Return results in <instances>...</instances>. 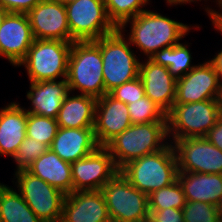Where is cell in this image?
Listing matches in <instances>:
<instances>
[{
    "mask_svg": "<svg viewBox=\"0 0 222 222\" xmlns=\"http://www.w3.org/2000/svg\"><path fill=\"white\" fill-rule=\"evenodd\" d=\"M144 222H153L149 217Z\"/></svg>",
    "mask_w": 222,
    "mask_h": 222,
    "instance_id": "44",
    "label": "cell"
},
{
    "mask_svg": "<svg viewBox=\"0 0 222 222\" xmlns=\"http://www.w3.org/2000/svg\"><path fill=\"white\" fill-rule=\"evenodd\" d=\"M74 1H76V0H65V5H67V4L71 3V2H74Z\"/></svg>",
    "mask_w": 222,
    "mask_h": 222,
    "instance_id": "42",
    "label": "cell"
},
{
    "mask_svg": "<svg viewBox=\"0 0 222 222\" xmlns=\"http://www.w3.org/2000/svg\"><path fill=\"white\" fill-rule=\"evenodd\" d=\"M166 2H167L170 6H172V0H166Z\"/></svg>",
    "mask_w": 222,
    "mask_h": 222,
    "instance_id": "43",
    "label": "cell"
},
{
    "mask_svg": "<svg viewBox=\"0 0 222 222\" xmlns=\"http://www.w3.org/2000/svg\"><path fill=\"white\" fill-rule=\"evenodd\" d=\"M99 147L94 128H61L50 149L62 160L73 163L93 153Z\"/></svg>",
    "mask_w": 222,
    "mask_h": 222,
    "instance_id": "19",
    "label": "cell"
},
{
    "mask_svg": "<svg viewBox=\"0 0 222 222\" xmlns=\"http://www.w3.org/2000/svg\"><path fill=\"white\" fill-rule=\"evenodd\" d=\"M102 69L100 48L94 41L73 42L66 77L69 92L79 90L80 94L96 99L102 97L105 94Z\"/></svg>",
    "mask_w": 222,
    "mask_h": 222,
    "instance_id": "4",
    "label": "cell"
},
{
    "mask_svg": "<svg viewBox=\"0 0 222 222\" xmlns=\"http://www.w3.org/2000/svg\"><path fill=\"white\" fill-rule=\"evenodd\" d=\"M27 111L19 103L11 102L0 109V155H16L25 139Z\"/></svg>",
    "mask_w": 222,
    "mask_h": 222,
    "instance_id": "21",
    "label": "cell"
},
{
    "mask_svg": "<svg viewBox=\"0 0 222 222\" xmlns=\"http://www.w3.org/2000/svg\"><path fill=\"white\" fill-rule=\"evenodd\" d=\"M58 129L56 119L27 112V137L46 144L50 148Z\"/></svg>",
    "mask_w": 222,
    "mask_h": 222,
    "instance_id": "30",
    "label": "cell"
},
{
    "mask_svg": "<svg viewBox=\"0 0 222 222\" xmlns=\"http://www.w3.org/2000/svg\"><path fill=\"white\" fill-rule=\"evenodd\" d=\"M201 0H172V6L173 5H181V4H190L191 2H197ZM205 1V0H204ZM218 2V3H217ZM216 3L219 5V7L222 9V0H216Z\"/></svg>",
    "mask_w": 222,
    "mask_h": 222,
    "instance_id": "38",
    "label": "cell"
},
{
    "mask_svg": "<svg viewBox=\"0 0 222 222\" xmlns=\"http://www.w3.org/2000/svg\"><path fill=\"white\" fill-rule=\"evenodd\" d=\"M130 22V34L128 39L132 45H136L146 59L165 47L179 44L192 28L182 22L175 21L160 13L145 10L136 17L127 20L119 29L124 32Z\"/></svg>",
    "mask_w": 222,
    "mask_h": 222,
    "instance_id": "1",
    "label": "cell"
},
{
    "mask_svg": "<svg viewBox=\"0 0 222 222\" xmlns=\"http://www.w3.org/2000/svg\"><path fill=\"white\" fill-rule=\"evenodd\" d=\"M188 47L186 42L162 48L155 52L150 60L167 67L169 72L177 79L189 73L196 66L191 65L193 58Z\"/></svg>",
    "mask_w": 222,
    "mask_h": 222,
    "instance_id": "26",
    "label": "cell"
},
{
    "mask_svg": "<svg viewBox=\"0 0 222 222\" xmlns=\"http://www.w3.org/2000/svg\"><path fill=\"white\" fill-rule=\"evenodd\" d=\"M100 191L111 222H144L149 217L148 195L135 188L120 171Z\"/></svg>",
    "mask_w": 222,
    "mask_h": 222,
    "instance_id": "8",
    "label": "cell"
},
{
    "mask_svg": "<svg viewBox=\"0 0 222 222\" xmlns=\"http://www.w3.org/2000/svg\"><path fill=\"white\" fill-rule=\"evenodd\" d=\"M170 143L176 155L179 172L222 174V150L207 138L175 139Z\"/></svg>",
    "mask_w": 222,
    "mask_h": 222,
    "instance_id": "11",
    "label": "cell"
},
{
    "mask_svg": "<svg viewBox=\"0 0 222 222\" xmlns=\"http://www.w3.org/2000/svg\"><path fill=\"white\" fill-rule=\"evenodd\" d=\"M131 123L167 122V113L147 96L127 104Z\"/></svg>",
    "mask_w": 222,
    "mask_h": 222,
    "instance_id": "29",
    "label": "cell"
},
{
    "mask_svg": "<svg viewBox=\"0 0 222 222\" xmlns=\"http://www.w3.org/2000/svg\"><path fill=\"white\" fill-rule=\"evenodd\" d=\"M65 8L71 42L95 41L117 29L108 18L103 0H76Z\"/></svg>",
    "mask_w": 222,
    "mask_h": 222,
    "instance_id": "10",
    "label": "cell"
},
{
    "mask_svg": "<svg viewBox=\"0 0 222 222\" xmlns=\"http://www.w3.org/2000/svg\"><path fill=\"white\" fill-rule=\"evenodd\" d=\"M131 125L127 104L109 94L97 99L94 135L99 146H105Z\"/></svg>",
    "mask_w": 222,
    "mask_h": 222,
    "instance_id": "16",
    "label": "cell"
},
{
    "mask_svg": "<svg viewBox=\"0 0 222 222\" xmlns=\"http://www.w3.org/2000/svg\"><path fill=\"white\" fill-rule=\"evenodd\" d=\"M149 218L153 222H184L182 209L166 208L164 210H149Z\"/></svg>",
    "mask_w": 222,
    "mask_h": 222,
    "instance_id": "34",
    "label": "cell"
},
{
    "mask_svg": "<svg viewBox=\"0 0 222 222\" xmlns=\"http://www.w3.org/2000/svg\"><path fill=\"white\" fill-rule=\"evenodd\" d=\"M15 184L24 201L42 222H60L66 195L27 169L15 171Z\"/></svg>",
    "mask_w": 222,
    "mask_h": 222,
    "instance_id": "9",
    "label": "cell"
},
{
    "mask_svg": "<svg viewBox=\"0 0 222 222\" xmlns=\"http://www.w3.org/2000/svg\"><path fill=\"white\" fill-rule=\"evenodd\" d=\"M222 84L213 64L208 60L197 64L189 73L176 80L175 103L221 99Z\"/></svg>",
    "mask_w": 222,
    "mask_h": 222,
    "instance_id": "13",
    "label": "cell"
},
{
    "mask_svg": "<svg viewBox=\"0 0 222 222\" xmlns=\"http://www.w3.org/2000/svg\"><path fill=\"white\" fill-rule=\"evenodd\" d=\"M217 210L219 212L220 215V219H222V197L220 198L219 203L217 204Z\"/></svg>",
    "mask_w": 222,
    "mask_h": 222,
    "instance_id": "40",
    "label": "cell"
},
{
    "mask_svg": "<svg viewBox=\"0 0 222 222\" xmlns=\"http://www.w3.org/2000/svg\"><path fill=\"white\" fill-rule=\"evenodd\" d=\"M148 201L149 210H164L166 208L182 209L187 202L178 180L169 186L152 192L148 195Z\"/></svg>",
    "mask_w": 222,
    "mask_h": 222,
    "instance_id": "28",
    "label": "cell"
},
{
    "mask_svg": "<svg viewBox=\"0 0 222 222\" xmlns=\"http://www.w3.org/2000/svg\"><path fill=\"white\" fill-rule=\"evenodd\" d=\"M109 20L116 28H120L127 20L147 10L143 7L150 0H103ZM143 8V9H142Z\"/></svg>",
    "mask_w": 222,
    "mask_h": 222,
    "instance_id": "27",
    "label": "cell"
},
{
    "mask_svg": "<svg viewBox=\"0 0 222 222\" xmlns=\"http://www.w3.org/2000/svg\"><path fill=\"white\" fill-rule=\"evenodd\" d=\"M7 13L8 12L0 6V25L2 24V21Z\"/></svg>",
    "mask_w": 222,
    "mask_h": 222,
    "instance_id": "39",
    "label": "cell"
},
{
    "mask_svg": "<svg viewBox=\"0 0 222 222\" xmlns=\"http://www.w3.org/2000/svg\"><path fill=\"white\" fill-rule=\"evenodd\" d=\"M63 100L56 117L61 128H94L97 99L89 95L69 96Z\"/></svg>",
    "mask_w": 222,
    "mask_h": 222,
    "instance_id": "24",
    "label": "cell"
},
{
    "mask_svg": "<svg viewBox=\"0 0 222 222\" xmlns=\"http://www.w3.org/2000/svg\"><path fill=\"white\" fill-rule=\"evenodd\" d=\"M33 42L27 14L8 12L0 25V56L16 67L26 57Z\"/></svg>",
    "mask_w": 222,
    "mask_h": 222,
    "instance_id": "14",
    "label": "cell"
},
{
    "mask_svg": "<svg viewBox=\"0 0 222 222\" xmlns=\"http://www.w3.org/2000/svg\"><path fill=\"white\" fill-rule=\"evenodd\" d=\"M221 115V99L174 103L167 113L169 140L205 137Z\"/></svg>",
    "mask_w": 222,
    "mask_h": 222,
    "instance_id": "6",
    "label": "cell"
},
{
    "mask_svg": "<svg viewBox=\"0 0 222 222\" xmlns=\"http://www.w3.org/2000/svg\"><path fill=\"white\" fill-rule=\"evenodd\" d=\"M145 61H140L139 64V76L144 85L145 96L168 113L175 103L177 79L167 67L150 59Z\"/></svg>",
    "mask_w": 222,
    "mask_h": 222,
    "instance_id": "18",
    "label": "cell"
},
{
    "mask_svg": "<svg viewBox=\"0 0 222 222\" xmlns=\"http://www.w3.org/2000/svg\"><path fill=\"white\" fill-rule=\"evenodd\" d=\"M108 94L118 101L129 104L143 98L145 96V90L143 82L140 76H138L137 78L114 88Z\"/></svg>",
    "mask_w": 222,
    "mask_h": 222,
    "instance_id": "33",
    "label": "cell"
},
{
    "mask_svg": "<svg viewBox=\"0 0 222 222\" xmlns=\"http://www.w3.org/2000/svg\"><path fill=\"white\" fill-rule=\"evenodd\" d=\"M0 222H42L17 190L0 183Z\"/></svg>",
    "mask_w": 222,
    "mask_h": 222,
    "instance_id": "25",
    "label": "cell"
},
{
    "mask_svg": "<svg viewBox=\"0 0 222 222\" xmlns=\"http://www.w3.org/2000/svg\"><path fill=\"white\" fill-rule=\"evenodd\" d=\"M213 145L222 150V115L205 136Z\"/></svg>",
    "mask_w": 222,
    "mask_h": 222,
    "instance_id": "36",
    "label": "cell"
},
{
    "mask_svg": "<svg viewBox=\"0 0 222 222\" xmlns=\"http://www.w3.org/2000/svg\"><path fill=\"white\" fill-rule=\"evenodd\" d=\"M184 222H219L217 205L187 201L182 208Z\"/></svg>",
    "mask_w": 222,
    "mask_h": 222,
    "instance_id": "31",
    "label": "cell"
},
{
    "mask_svg": "<svg viewBox=\"0 0 222 222\" xmlns=\"http://www.w3.org/2000/svg\"><path fill=\"white\" fill-rule=\"evenodd\" d=\"M73 191H99L119 170L104 146L71 163Z\"/></svg>",
    "mask_w": 222,
    "mask_h": 222,
    "instance_id": "12",
    "label": "cell"
},
{
    "mask_svg": "<svg viewBox=\"0 0 222 222\" xmlns=\"http://www.w3.org/2000/svg\"><path fill=\"white\" fill-rule=\"evenodd\" d=\"M34 39L71 42L65 5L42 0L27 13Z\"/></svg>",
    "mask_w": 222,
    "mask_h": 222,
    "instance_id": "15",
    "label": "cell"
},
{
    "mask_svg": "<svg viewBox=\"0 0 222 222\" xmlns=\"http://www.w3.org/2000/svg\"><path fill=\"white\" fill-rule=\"evenodd\" d=\"M60 222H111L103 193L73 191L66 195Z\"/></svg>",
    "mask_w": 222,
    "mask_h": 222,
    "instance_id": "17",
    "label": "cell"
},
{
    "mask_svg": "<svg viewBox=\"0 0 222 222\" xmlns=\"http://www.w3.org/2000/svg\"><path fill=\"white\" fill-rule=\"evenodd\" d=\"M42 0H0V6L11 13L27 14Z\"/></svg>",
    "mask_w": 222,
    "mask_h": 222,
    "instance_id": "35",
    "label": "cell"
},
{
    "mask_svg": "<svg viewBox=\"0 0 222 222\" xmlns=\"http://www.w3.org/2000/svg\"><path fill=\"white\" fill-rule=\"evenodd\" d=\"M119 171L135 188L146 195L174 183L179 172L170 141L164 149L130 161Z\"/></svg>",
    "mask_w": 222,
    "mask_h": 222,
    "instance_id": "3",
    "label": "cell"
},
{
    "mask_svg": "<svg viewBox=\"0 0 222 222\" xmlns=\"http://www.w3.org/2000/svg\"><path fill=\"white\" fill-rule=\"evenodd\" d=\"M209 61L213 64L215 71L217 72V75L219 77V81L222 84V49Z\"/></svg>",
    "mask_w": 222,
    "mask_h": 222,
    "instance_id": "37",
    "label": "cell"
},
{
    "mask_svg": "<svg viewBox=\"0 0 222 222\" xmlns=\"http://www.w3.org/2000/svg\"><path fill=\"white\" fill-rule=\"evenodd\" d=\"M168 138L167 122L132 124L104 147L120 170L130 161L164 149L169 144Z\"/></svg>",
    "mask_w": 222,
    "mask_h": 222,
    "instance_id": "2",
    "label": "cell"
},
{
    "mask_svg": "<svg viewBox=\"0 0 222 222\" xmlns=\"http://www.w3.org/2000/svg\"><path fill=\"white\" fill-rule=\"evenodd\" d=\"M27 170L65 195L73 192L71 163L62 160L50 148L34 160Z\"/></svg>",
    "mask_w": 222,
    "mask_h": 222,
    "instance_id": "22",
    "label": "cell"
},
{
    "mask_svg": "<svg viewBox=\"0 0 222 222\" xmlns=\"http://www.w3.org/2000/svg\"><path fill=\"white\" fill-rule=\"evenodd\" d=\"M48 1L62 3L63 5H65V0H48Z\"/></svg>",
    "mask_w": 222,
    "mask_h": 222,
    "instance_id": "41",
    "label": "cell"
},
{
    "mask_svg": "<svg viewBox=\"0 0 222 222\" xmlns=\"http://www.w3.org/2000/svg\"><path fill=\"white\" fill-rule=\"evenodd\" d=\"M72 43L34 39L26 57L18 67L22 65L25 67L30 82L66 79Z\"/></svg>",
    "mask_w": 222,
    "mask_h": 222,
    "instance_id": "7",
    "label": "cell"
},
{
    "mask_svg": "<svg viewBox=\"0 0 222 222\" xmlns=\"http://www.w3.org/2000/svg\"><path fill=\"white\" fill-rule=\"evenodd\" d=\"M177 180L187 201L217 205L222 197V174L178 172Z\"/></svg>",
    "mask_w": 222,
    "mask_h": 222,
    "instance_id": "23",
    "label": "cell"
},
{
    "mask_svg": "<svg viewBox=\"0 0 222 222\" xmlns=\"http://www.w3.org/2000/svg\"><path fill=\"white\" fill-rule=\"evenodd\" d=\"M94 42L100 48L103 61L105 94L139 76L140 59H137L129 39L119 28Z\"/></svg>",
    "mask_w": 222,
    "mask_h": 222,
    "instance_id": "5",
    "label": "cell"
},
{
    "mask_svg": "<svg viewBox=\"0 0 222 222\" xmlns=\"http://www.w3.org/2000/svg\"><path fill=\"white\" fill-rule=\"evenodd\" d=\"M69 93L66 79L30 82L27 98L31 101L28 113L56 119L63 100Z\"/></svg>",
    "mask_w": 222,
    "mask_h": 222,
    "instance_id": "20",
    "label": "cell"
},
{
    "mask_svg": "<svg viewBox=\"0 0 222 222\" xmlns=\"http://www.w3.org/2000/svg\"><path fill=\"white\" fill-rule=\"evenodd\" d=\"M49 147L33 138L25 137L13 157L16 163V171L27 169L37 158L45 153Z\"/></svg>",
    "mask_w": 222,
    "mask_h": 222,
    "instance_id": "32",
    "label": "cell"
}]
</instances>
